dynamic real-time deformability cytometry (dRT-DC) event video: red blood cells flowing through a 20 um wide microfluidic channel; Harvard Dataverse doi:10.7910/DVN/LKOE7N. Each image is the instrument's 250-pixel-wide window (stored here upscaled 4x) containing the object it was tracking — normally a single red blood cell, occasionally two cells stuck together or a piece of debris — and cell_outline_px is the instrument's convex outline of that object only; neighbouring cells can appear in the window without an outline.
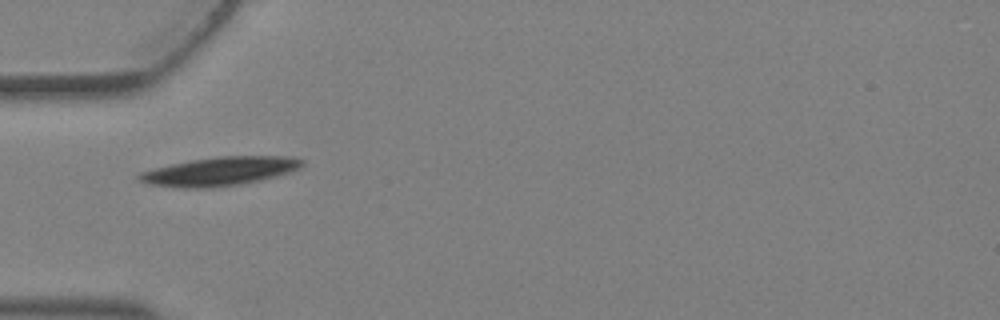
{"species": "Egyptian fruit bat (a non-hibernating species)", "species_latin": "Rousettus aegyptiacus", "temperature_condition": "warm", "stored_images_in_passage": 2, "camera_frame_rate_fps": 3000, "um_per_image_px": 0.085, "animal": {"sex": "female"}, "frame": {"image": 1, "passage_image": 1, "time_ms": 0.0, "image_size_px": [1000, 320], "cell_outline_px": [[304, 164], [300, 168], [292, 172], [260, 180], [240, 184], [208, 188], [184, 188], [144, 184], [136, 180], [136, 176], [140, 172], [172, 164], [192, 160], [220, 156], [292, 156], [304, 160]], "centroid_in_image_um": [18.68, 14.56], "position_along_channel_um": 66.3, "area_um2": 27.4}}
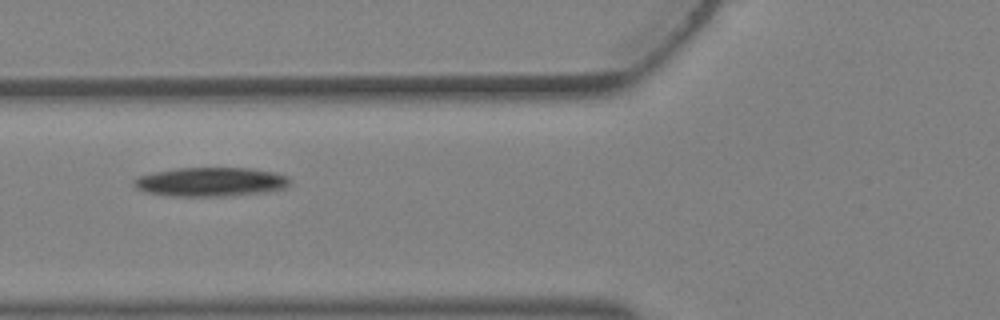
{"frame": {"image": 2, "passage_image": 2, "time_ms": 0.333, "image_size_px": [1000, 320], "cell_outline_px": [[292, 180], [288, 188], [268, 192], [228, 196], [168, 196], [144, 192], [136, 188], [132, 184], [132, 180], [140, 176], [156, 172], [176, 168], [252, 168], [276, 172], [288, 176]], "centroid_in_image_um": [17.97, 15.47], "position_along_channel_um": 107.8, "area_um2": 26.88}}